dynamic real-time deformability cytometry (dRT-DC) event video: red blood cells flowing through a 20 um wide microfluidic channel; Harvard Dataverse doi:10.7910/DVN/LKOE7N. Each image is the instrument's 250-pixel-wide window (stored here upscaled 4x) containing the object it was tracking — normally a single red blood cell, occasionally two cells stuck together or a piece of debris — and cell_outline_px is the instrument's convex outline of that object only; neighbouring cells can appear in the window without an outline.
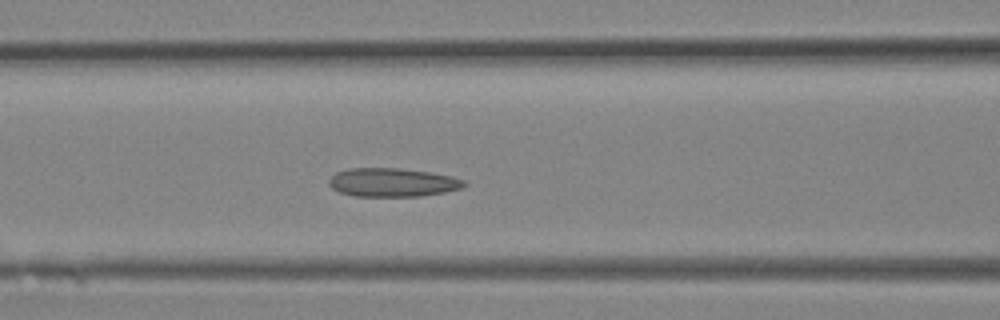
{"species": "Egyptian fruit bat (a non-hibernating species)", "species_latin": "Rousettus aegyptiacus", "temperature_condition": "room temperature", "stored_images_in_passage": 12, "camera_frame_rate_fps": 3000, "um_per_image_px": 0.085, "animal": {"sex": "female"}, "frame": {"image": 1, "passage_image": 10, "time_ms": 3.0, "image_size_px": [1000, 320], "cell_outline_px": [[468, 184], [464, 188], [444, 192], [420, 196], [352, 196], [340, 192], [332, 188], [328, 184], [328, 180], [336, 172], [348, 168], [400, 168], [432, 172], [452, 176], [464, 180]], "centroid_in_image_um": [33.38, 15.5], "position_along_channel_um": 133.2, "area_um2": 22.77}}
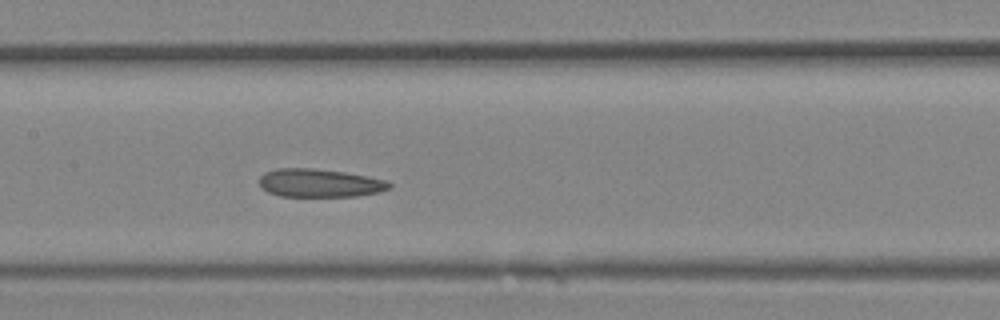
{"frame": {"image": 2, "passage_image": 12, "time_ms": 3.667, "image_size_px": [1000, 320], "cell_outline_px": [[392, 184], [388, 188], [380, 192], [360, 196], [280, 196], [268, 192], [260, 188], [260, 176], [264, 172], [276, 168], [312, 168], [344, 172], [384, 180]], "centroid_in_image_um": [27.11, 15.56], "position_along_channel_um": 180.3, "area_um2": 21.33}}